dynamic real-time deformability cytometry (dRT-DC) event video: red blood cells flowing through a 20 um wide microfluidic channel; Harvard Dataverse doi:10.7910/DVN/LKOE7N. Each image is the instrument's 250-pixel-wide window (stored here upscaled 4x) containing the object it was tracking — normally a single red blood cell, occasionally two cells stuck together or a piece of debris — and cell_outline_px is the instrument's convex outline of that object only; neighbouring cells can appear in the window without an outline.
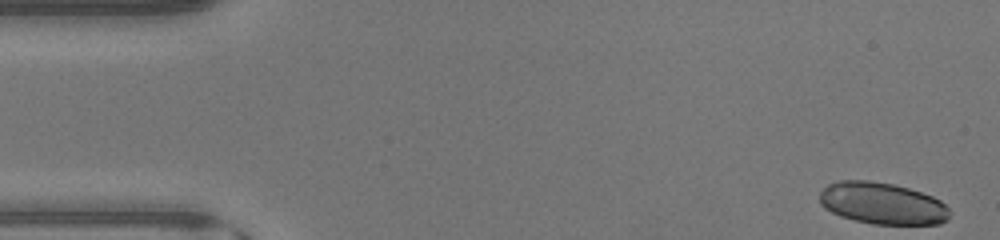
{"species": "human", "species_latin": "Homo sapiens", "temperature_condition": "warm", "stored_images_in_passage": 45, "camera_frame_rate_fps": 3000, "um_per_image_px": 0.085, "donor": {"sex": "male"}, "frame": {"image": 1, "passage_image": 1, "time_ms": 0.0, "image_size_px": [1000, 240], "cell_outline_px": [[948, 220], [940, 224], [872, 224], [840, 216], [824, 208], [820, 204], [820, 192], [828, 184], [840, 180], [868, 180], [892, 184], [908, 188], [932, 196], [940, 200], [948, 208]], "centroid_in_image_um": [74.98, 17.29], "position_along_channel_um": 10.0, "area_um2": 31.56}}
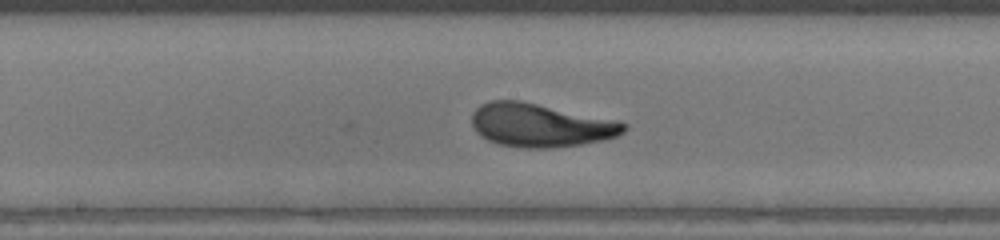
{"frame": {"image": 2, "passage_image": 23, "time_ms": 7.333, "image_size_px": [1000, 240], "cell_outline_px": [[628, 128], [624, 132], [616, 136], [604, 140], [580, 144], [552, 148], [524, 148], [496, 144], [480, 136], [476, 132], [472, 124], [472, 112], [480, 104], [492, 100], [520, 100], [628, 124]], "centroid_in_image_um": [45.86, 10.66], "position_along_channel_um": 202.3, "area_um2": 38.15}}
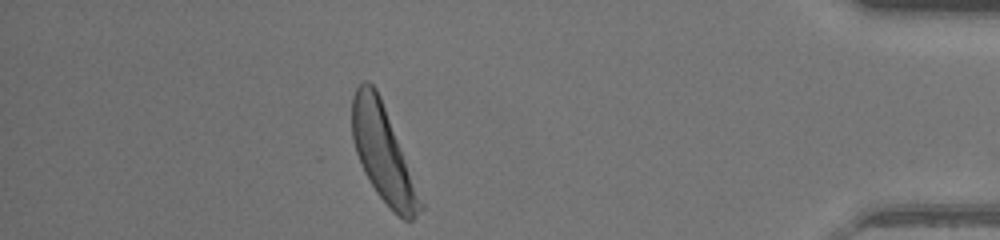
{"frame": {"image": 3, "passage_image": 40, "time_ms": 13.0, "image_size_px": [1000, 240], "cell_outline_px": [[424, 208], [412, 220], [404, 220], [376, 192], [364, 172], [356, 152], [352, 140], [352, 96], [356, 88], [364, 80], [368, 80], [376, 88], [380, 96], [424, 204]], "centroid_in_image_um": [32.54, 13.02], "position_along_channel_um": 402.7, "area_um2": 37.28}, "authors_computed_cell_mechanics": {"area_um2": 37.6856, "velocity_mm_per_s": 4.4363, "shape_relaxation_time_tau1_ms": 2.2545, "shape_relaxation_time_tau2_ms": 0.9634, "deformation_change_tau1": 0.1653, "deformation_change_tau2": 0.0813}}